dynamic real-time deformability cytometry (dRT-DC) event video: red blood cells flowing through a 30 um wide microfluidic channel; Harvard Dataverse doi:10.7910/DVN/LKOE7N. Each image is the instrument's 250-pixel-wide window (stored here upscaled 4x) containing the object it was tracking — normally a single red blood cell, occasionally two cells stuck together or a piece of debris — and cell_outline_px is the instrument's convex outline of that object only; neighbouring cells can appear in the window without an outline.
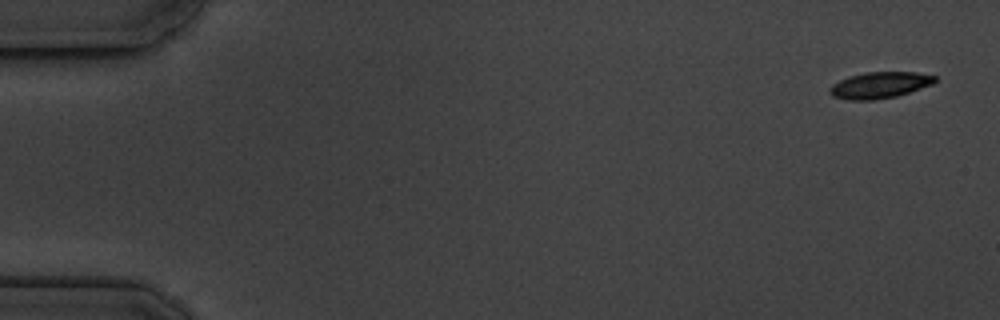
{"species": "common noctule bat (a hibernating species)", "species_latin": "Nyctalus noctula", "temperature_condition": "cold", "stored_images_in_passage": 6, "camera_frame_rate_fps": 3000, "um_per_image_px": 0.085, "animal": {"sex": "male", "body_mass_g": 19.5, "forearm_length_mm": 54.6}, "frame": {"image": 1, "passage_image": 1, "time_ms": 0.0, "image_size_px": [1000, 320], "cell_outline_px": [[936, 80], [932, 84], [896, 96], [872, 100], [848, 100], [832, 96], [828, 92], [828, 88], [832, 84], [848, 76], [864, 72], [916, 72], [936, 76]], "centroid_in_image_um": [74.72, 7.23], "position_along_channel_um": 10.3, "area_um2": 16.13}}
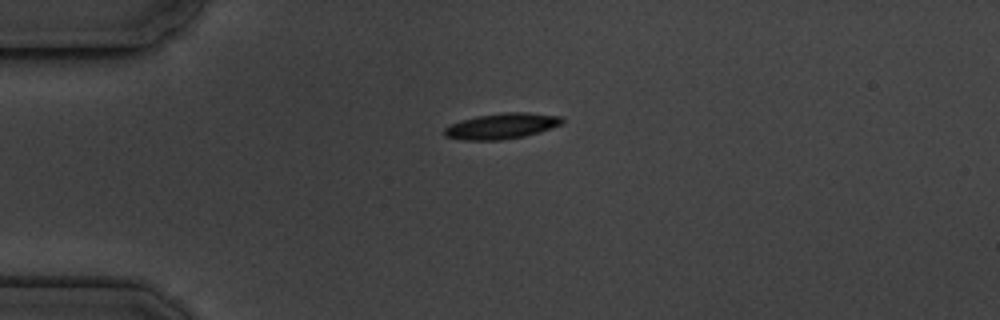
{"frame": {"image": 2, "passage_image": 4, "time_ms": 4.0, "image_size_px": [1000, 320], "cell_outline_px": [[564, 120], [560, 124], [540, 132], [524, 136], [500, 140], [464, 140], [444, 136], [444, 128], [448, 124], [460, 120], [476, 116], [504, 112], [528, 112], [560, 116]], "centroid_in_image_um": [42.59, 10.71], "position_along_channel_um": 42.4, "area_um2": 17.69}}